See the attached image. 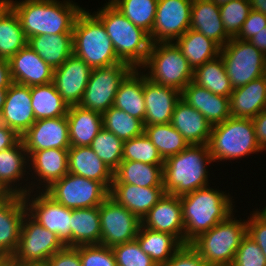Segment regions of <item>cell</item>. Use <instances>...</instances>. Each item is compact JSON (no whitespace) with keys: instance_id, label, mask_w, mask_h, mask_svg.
Segmentation results:
<instances>
[{"instance_id":"obj_1","label":"cell","mask_w":266,"mask_h":266,"mask_svg":"<svg viewBox=\"0 0 266 266\" xmlns=\"http://www.w3.org/2000/svg\"><path fill=\"white\" fill-rule=\"evenodd\" d=\"M20 19L27 37L72 33L78 14L83 8L66 0H6ZM61 2V3H60Z\"/></svg>"},{"instance_id":"obj_2","label":"cell","mask_w":266,"mask_h":266,"mask_svg":"<svg viewBox=\"0 0 266 266\" xmlns=\"http://www.w3.org/2000/svg\"><path fill=\"white\" fill-rule=\"evenodd\" d=\"M203 187L180 196L184 221V245L225 220L233 211L232 197Z\"/></svg>"},{"instance_id":"obj_3","label":"cell","mask_w":266,"mask_h":266,"mask_svg":"<svg viewBox=\"0 0 266 266\" xmlns=\"http://www.w3.org/2000/svg\"><path fill=\"white\" fill-rule=\"evenodd\" d=\"M213 161L208 144H189L163 165V187L167 194L183 196L208 185L207 164Z\"/></svg>"},{"instance_id":"obj_4","label":"cell","mask_w":266,"mask_h":266,"mask_svg":"<svg viewBox=\"0 0 266 266\" xmlns=\"http://www.w3.org/2000/svg\"><path fill=\"white\" fill-rule=\"evenodd\" d=\"M93 14L103 23L117 57L132 68L140 69L152 44L149 33L134 25L110 2Z\"/></svg>"},{"instance_id":"obj_5","label":"cell","mask_w":266,"mask_h":266,"mask_svg":"<svg viewBox=\"0 0 266 266\" xmlns=\"http://www.w3.org/2000/svg\"><path fill=\"white\" fill-rule=\"evenodd\" d=\"M73 54L92 69L107 67L122 61L117 57L103 23L83 9L73 26Z\"/></svg>"},{"instance_id":"obj_6","label":"cell","mask_w":266,"mask_h":266,"mask_svg":"<svg viewBox=\"0 0 266 266\" xmlns=\"http://www.w3.org/2000/svg\"><path fill=\"white\" fill-rule=\"evenodd\" d=\"M233 214L189 243L207 265H232L236 251L247 235V220H235Z\"/></svg>"},{"instance_id":"obj_7","label":"cell","mask_w":266,"mask_h":266,"mask_svg":"<svg viewBox=\"0 0 266 266\" xmlns=\"http://www.w3.org/2000/svg\"><path fill=\"white\" fill-rule=\"evenodd\" d=\"M208 146L213 162L225 159L231 161L262 152L250 118L229 117L213 125Z\"/></svg>"},{"instance_id":"obj_8","label":"cell","mask_w":266,"mask_h":266,"mask_svg":"<svg viewBox=\"0 0 266 266\" xmlns=\"http://www.w3.org/2000/svg\"><path fill=\"white\" fill-rule=\"evenodd\" d=\"M147 78L158 85L182 91L193 81L194 70L174 42L152 43L145 64ZM147 68V69H146Z\"/></svg>"},{"instance_id":"obj_9","label":"cell","mask_w":266,"mask_h":266,"mask_svg":"<svg viewBox=\"0 0 266 266\" xmlns=\"http://www.w3.org/2000/svg\"><path fill=\"white\" fill-rule=\"evenodd\" d=\"M220 56L233 89L266 75V55L249 41L231 38Z\"/></svg>"},{"instance_id":"obj_10","label":"cell","mask_w":266,"mask_h":266,"mask_svg":"<svg viewBox=\"0 0 266 266\" xmlns=\"http://www.w3.org/2000/svg\"><path fill=\"white\" fill-rule=\"evenodd\" d=\"M45 192L69 209L99 207L109 196V190L95 180L67 173Z\"/></svg>"},{"instance_id":"obj_11","label":"cell","mask_w":266,"mask_h":266,"mask_svg":"<svg viewBox=\"0 0 266 266\" xmlns=\"http://www.w3.org/2000/svg\"><path fill=\"white\" fill-rule=\"evenodd\" d=\"M64 246L55 233L41 226L27 213L17 249L11 259L24 264H45L48 258Z\"/></svg>"},{"instance_id":"obj_12","label":"cell","mask_w":266,"mask_h":266,"mask_svg":"<svg viewBox=\"0 0 266 266\" xmlns=\"http://www.w3.org/2000/svg\"><path fill=\"white\" fill-rule=\"evenodd\" d=\"M132 69L124 62L92 69L79 106L103 114L113 106L121 81Z\"/></svg>"},{"instance_id":"obj_13","label":"cell","mask_w":266,"mask_h":266,"mask_svg":"<svg viewBox=\"0 0 266 266\" xmlns=\"http://www.w3.org/2000/svg\"><path fill=\"white\" fill-rule=\"evenodd\" d=\"M101 222V245H115L136 239L142 221L108 196L99 206Z\"/></svg>"},{"instance_id":"obj_14","label":"cell","mask_w":266,"mask_h":266,"mask_svg":"<svg viewBox=\"0 0 266 266\" xmlns=\"http://www.w3.org/2000/svg\"><path fill=\"white\" fill-rule=\"evenodd\" d=\"M23 196L28 214L41 226L55 233L65 246H71V209L56 202L43 189ZM30 196L32 197L31 200Z\"/></svg>"},{"instance_id":"obj_15","label":"cell","mask_w":266,"mask_h":266,"mask_svg":"<svg viewBox=\"0 0 266 266\" xmlns=\"http://www.w3.org/2000/svg\"><path fill=\"white\" fill-rule=\"evenodd\" d=\"M193 0H158L152 31V43L173 42L189 28Z\"/></svg>"},{"instance_id":"obj_16","label":"cell","mask_w":266,"mask_h":266,"mask_svg":"<svg viewBox=\"0 0 266 266\" xmlns=\"http://www.w3.org/2000/svg\"><path fill=\"white\" fill-rule=\"evenodd\" d=\"M28 157L44 149H69V123L66 116L36 120L21 137Z\"/></svg>"},{"instance_id":"obj_17","label":"cell","mask_w":266,"mask_h":266,"mask_svg":"<svg viewBox=\"0 0 266 266\" xmlns=\"http://www.w3.org/2000/svg\"><path fill=\"white\" fill-rule=\"evenodd\" d=\"M91 70L88 64L74 54L54 69L53 83L69 107L80 104Z\"/></svg>"},{"instance_id":"obj_18","label":"cell","mask_w":266,"mask_h":266,"mask_svg":"<svg viewBox=\"0 0 266 266\" xmlns=\"http://www.w3.org/2000/svg\"><path fill=\"white\" fill-rule=\"evenodd\" d=\"M35 121L30 87L12 83L7 89L0 123L5 124L22 137Z\"/></svg>"},{"instance_id":"obj_19","label":"cell","mask_w":266,"mask_h":266,"mask_svg":"<svg viewBox=\"0 0 266 266\" xmlns=\"http://www.w3.org/2000/svg\"><path fill=\"white\" fill-rule=\"evenodd\" d=\"M8 61L13 83L32 87L53 82L54 69L28 44Z\"/></svg>"},{"instance_id":"obj_20","label":"cell","mask_w":266,"mask_h":266,"mask_svg":"<svg viewBox=\"0 0 266 266\" xmlns=\"http://www.w3.org/2000/svg\"><path fill=\"white\" fill-rule=\"evenodd\" d=\"M25 200L20 195H10L0 204V257L11 258L15 253L25 215Z\"/></svg>"},{"instance_id":"obj_21","label":"cell","mask_w":266,"mask_h":266,"mask_svg":"<svg viewBox=\"0 0 266 266\" xmlns=\"http://www.w3.org/2000/svg\"><path fill=\"white\" fill-rule=\"evenodd\" d=\"M142 226L172 234L184 245V221L180 197L165 193L142 219Z\"/></svg>"},{"instance_id":"obj_22","label":"cell","mask_w":266,"mask_h":266,"mask_svg":"<svg viewBox=\"0 0 266 266\" xmlns=\"http://www.w3.org/2000/svg\"><path fill=\"white\" fill-rule=\"evenodd\" d=\"M181 92L175 88L151 82L144 73V126L170 123Z\"/></svg>"},{"instance_id":"obj_23","label":"cell","mask_w":266,"mask_h":266,"mask_svg":"<svg viewBox=\"0 0 266 266\" xmlns=\"http://www.w3.org/2000/svg\"><path fill=\"white\" fill-rule=\"evenodd\" d=\"M181 99L199 111L212 126L231 117L230 97L214 94L193 81L181 91Z\"/></svg>"},{"instance_id":"obj_24","label":"cell","mask_w":266,"mask_h":266,"mask_svg":"<svg viewBox=\"0 0 266 266\" xmlns=\"http://www.w3.org/2000/svg\"><path fill=\"white\" fill-rule=\"evenodd\" d=\"M164 187H141L128 183H112L109 196L141 221L164 196Z\"/></svg>"},{"instance_id":"obj_25","label":"cell","mask_w":266,"mask_h":266,"mask_svg":"<svg viewBox=\"0 0 266 266\" xmlns=\"http://www.w3.org/2000/svg\"><path fill=\"white\" fill-rule=\"evenodd\" d=\"M27 163H29L28 154L22 139L14 146L0 151V185L9 194L24 196L30 191L33 193L34 188L32 186H26V188L19 186V188L15 186L18 184H14L22 180L24 175H26L24 173L26 172V166L27 168L29 167Z\"/></svg>"},{"instance_id":"obj_26","label":"cell","mask_w":266,"mask_h":266,"mask_svg":"<svg viewBox=\"0 0 266 266\" xmlns=\"http://www.w3.org/2000/svg\"><path fill=\"white\" fill-rule=\"evenodd\" d=\"M68 171L71 174L101 182L110 190L113 171L96 155L90 146H70Z\"/></svg>"},{"instance_id":"obj_27","label":"cell","mask_w":266,"mask_h":266,"mask_svg":"<svg viewBox=\"0 0 266 266\" xmlns=\"http://www.w3.org/2000/svg\"><path fill=\"white\" fill-rule=\"evenodd\" d=\"M170 123L188 144H208L212 125L184 100L177 102Z\"/></svg>"},{"instance_id":"obj_28","label":"cell","mask_w":266,"mask_h":266,"mask_svg":"<svg viewBox=\"0 0 266 266\" xmlns=\"http://www.w3.org/2000/svg\"><path fill=\"white\" fill-rule=\"evenodd\" d=\"M266 109V75L233 89L230 95L231 117L254 118Z\"/></svg>"},{"instance_id":"obj_29","label":"cell","mask_w":266,"mask_h":266,"mask_svg":"<svg viewBox=\"0 0 266 266\" xmlns=\"http://www.w3.org/2000/svg\"><path fill=\"white\" fill-rule=\"evenodd\" d=\"M190 29L202 33L221 48L231 39L224 29L219 6L211 0H193Z\"/></svg>"},{"instance_id":"obj_30","label":"cell","mask_w":266,"mask_h":266,"mask_svg":"<svg viewBox=\"0 0 266 266\" xmlns=\"http://www.w3.org/2000/svg\"><path fill=\"white\" fill-rule=\"evenodd\" d=\"M28 159L29 167L32 166L35 176L39 177L37 181L39 185H44V191L69 172L68 149L50 148L34 151Z\"/></svg>"},{"instance_id":"obj_31","label":"cell","mask_w":266,"mask_h":266,"mask_svg":"<svg viewBox=\"0 0 266 266\" xmlns=\"http://www.w3.org/2000/svg\"><path fill=\"white\" fill-rule=\"evenodd\" d=\"M133 68L121 81L113 106L144 122V73Z\"/></svg>"},{"instance_id":"obj_32","label":"cell","mask_w":266,"mask_h":266,"mask_svg":"<svg viewBox=\"0 0 266 266\" xmlns=\"http://www.w3.org/2000/svg\"><path fill=\"white\" fill-rule=\"evenodd\" d=\"M66 117L71 146H90L103 128L101 113L81 108L79 105L70 106Z\"/></svg>"},{"instance_id":"obj_33","label":"cell","mask_w":266,"mask_h":266,"mask_svg":"<svg viewBox=\"0 0 266 266\" xmlns=\"http://www.w3.org/2000/svg\"><path fill=\"white\" fill-rule=\"evenodd\" d=\"M27 44L53 69L73 54V33L36 35Z\"/></svg>"},{"instance_id":"obj_34","label":"cell","mask_w":266,"mask_h":266,"mask_svg":"<svg viewBox=\"0 0 266 266\" xmlns=\"http://www.w3.org/2000/svg\"><path fill=\"white\" fill-rule=\"evenodd\" d=\"M174 43L193 70L220 55L221 47L216 42L190 28Z\"/></svg>"},{"instance_id":"obj_35","label":"cell","mask_w":266,"mask_h":266,"mask_svg":"<svg viewBox=\"0 0 266 266\" xmlns=\"http://www.w3.org/2000/svg\"><path fill=\"white\" fill-rule=\"evenodd\" d=\"M100 243L99 207L71 209V246Z\"/></svg>"},{"instance_id":"obj_36","label":"cell","mask_w":266,"mask_h":266,"mask_svg":"<svg viewBox=\"0 0 266 266\" xmlns=\"http://www.w3.org/2000/svg\"><path fill=\"white\" fill-rule=\"evenodd\" d=\"M112 183H128L141 187H163V165L122 161L113 172Z\"/></svg>"},{"instance_id":"obj_37","label":"cell","mask_w":266,"mask_h":266,"mask_svg":"<svg viewBox=\"0 0 266 266\" xmlns=\"http://www.w3.org/2000/svg\"><path fill=\"white\" fill-rule=\"evenodd\" d=\"M136 240L141 249L161 266L182 247V243L172 234L162 233L140 226Z\"/></svg>"},{"instance_id":"obj_38","label":"cell","mask_w":266,"mask_h":266,"mask_svg":"<svg viewBox=\"0 0 266 266\" xmlns=\"http://www.w3.org/2000/svg\"><path fill=\"white\" fill-rule=\"evenodd\" d=\"M30 94L36 120L67 116L69 106L53 82L30 87Z\"/></svg>"},{"instance_id":"obj_39","label":"cell","mask_w":266,"mask_h":266,"mask_svg":"<svg viewBox=\"0 0 266 266\" xmlns=\"http://www.w3.org/2000/svg\"><path fill=\"white\" fill-rule=\"evenodd\" d=\"M27 42L18 15L7 4L0 11V58L9 60Z\"/></svg>"},{"instance_id":"obj_40","label":"cell","mask_w":266,"mask_h":266,"mask_svg":"<svg viewBox=\"0 0 266 266\" xmlns=\"http://www.w3.org/2000/svg\"><path fill=\"white\" fill-rule=\"evenodd\" d=\"M193 82L214 94L225 97H230L233 91L220 55L196 68L193 72Z\"/></svg>"},{"instance_id":"obj_41","label":"cell","mask_w":266,"mask_h":266,"mask_svg":"<svg viewBox=\"0 0 266 266\" xmlns=\"http://www.w3.org/2000/svg\"><path fill=\"white\" fill-rule=\"evenodd\" d=\"M144 134L157 148L164 161L189 145L171 123L144 126Z\"/></svg>"},{"instance_id":"obj_42","label":"cell","mask_w":266,"mask_h":266,"mask_svg":"<svg viewBox=\"0 0 266 266\" xmlns=\"http://www.w3.org/2000/svg\"><path fill=\"white\" fill-rule=\"evenodd\" d=\"M134 25L152 31L158 0H109Z\"/></svg>"},{"instance_id":"obj_43","label":"cell","mask_w":266,"mask_h":266,"mask_svg":"<svg viewBox=\"0 0 266 266\" xmlns=\"http://www.w3.org/2000/svg\"><path fill=\"white\" fill-rule=\"evenodd\" d=\"M103 127L122 141L130 140L144 132L143 122L123 110L111 106L103 114Z\"/></svg>"},{"instance_id":"obj_44","label":"cell","mask_w":266,"mask_h":266,"mask_svg":"<svg viewBox=\"0 0 266 266\" xmlns=\"http://www.w3.org/2000/svg\"><path fill=\"white\" fill-rule=\"evenodd\" d=\"M90 147L113 172L123 160V141L104 127L92 140Z\"/></svg>"},{"instance_id":"obj_45","label":"cell","mask_w":266,"mask_h":266,"mask_svg":"<svg viewBox=\"0 0 266 266\" xmlns=\"http://www.w3.org/2000/svg\"><path fill=\"white\" fill-rule=\"evenodd\" d=\"M122 161H136L152 165H164V160L159 154L157 148L152 144L151 140L144 132L123 141Z\"/></svg>"},{"instance_id":"obj_46","label":"cell","mask_w":266,"mask_h":266,"mask_svg":"<svg viewBox=\"0 0 266 266\" xmlns=\"http://www.w3.org/2000/svg\"><path fill=\"white\" fill-rule=\"evenodd\" d=\"M219 9L226 33L231 38L236 37L251 11L249 0H232Z\"/></svg>"},{"instance_id":"obj_47","label":"cell","mask_w":266,"mask_h":266,"mask_svg":"<svg viewBox=\"0 0 266 266\" xmlns=\"http://www.w3.org/2000/svg\"><path fill=\"white\" fill-rule=\"evenodd\" d=\"M117 266H158L135 239L112 247Z\"/></svg>"},{"instance_id":"obj_48","label":"cell","mask_w":266,"mask_h":266,"mask_svg":"<svg viewBox=\"0 0 266 266\" xmlns=\"http://www.w3.org/2000/svg\"><path fill=\"white\" fill-rule=\"evenodd\" d=\"M82 266H117L112 248L101 244L80 245Z\"/></svg>"},{"instance_id":"obj_49","label":"cell","mask_w":266,"mask_h":266,"mask_svg":"<svg viewBox=\"0 0 266 266\" xmlns=\"http://www.w3.org/2000/svg\"><path fill=\"white\" fill-rule=\"evenodd\" d=\"M231 266H266V258L257 243L246 235Z\"/></svg>"},{"instance_id":"obj_50","label":"cell","mask_w":266,"mask_h":266,"mask_svg":"<svg viewBox=\"0 0 266 266\" xmlns=\"http://www.w3.org/2000/svg\"><path fill=\"white\" fill-rule=\"evenodd\" d=\"M247 235L257 243L266 258V215L261 210L253 211L248 217Z\"/></svg>"},{"instance_id":"obj_51","label":"cell","mask_w":266,"mask_h":266,"mask_svg":"<svg viewBox=\"0 0 266 266\" xmlns=\"http://www.w3.org/2000/svg\"><path fill=\"white\" fill-rule=\"evenodd\" d=\"M200 254L189 244L182 247L161 266H206Z\"/></svg>"},{"instance_id":"obj_52","label":"cell","mask_w":266,"mask_h":266,"mask_svg":"<svg viewBox=\"0 0 266 266\" xmlns=\"http://www.w3.org/2000/svg\"><path fill=\"white\" fill-rule=\"evenodd\" d=\"M45 266H82L79 246H64L54 253L44 264Z\"/></svg>"},{"instance_id":"obj_53","label":"cell","mask_w":266,"mask_h":266,"mask_svg":"<svg viewBox=\"0 0 266 266\" xmlns=\"http://www.w3.org/2000/svg\"><path fill=\"white\" fill-rule=\"evenodd\" d=\"M266 27V15L251 10L247 19L244 21L241 30L235 38L248 41Z\"/></svg>"},{"instance_id":"obj_54","label":"cell","mask_w":266,"mask_h":266,"mask_svg":"<svg viewBox=\"0 0 266 266\" xmlns=\"http://www.w3.org/2000/svg\"><path fill=\"white\" fill-rule=\"evenodd\" d=\"M251 120L254 126L256 140L262 151H266V109L258 113Z\"/></svg>"},{"instance_id":"obj_55","label":"cell","mask_w":266,"mask_h":266,"mask_svg":"<svg viewBox=\"0 0 266 266\" xmlns=\"http://www.w3.org/2000/svg\"><path fill=\"white\" fill-rule=\"evenodd\" d=\"M20 139L14 130L0 123V151L14 146Z\"/></svg>"},{"instance_id":"obj_56","label":"cell","mask_w":266,"mask_h":266,"mask_svg":"<svg viewBox=\"0 0 266 266\" xmlns=\"http://www.w3.org/2000/svg\"><path fill=\"white\" fill-rule=\"evenodd\" d=\"M12 83L9 61L0 58V89H8Z\"/></svg>"},{"instance_id":"obj_57","label":"cell","mask_w":266,"mask_h":266,"mask_svg":"<svg viewBox=\"0 0 266 266\" xmlns=\"http://www.w3.org/2000/svg\"><path fill=\"white\" fill-rule=\"evenodd\" d=\"M248 41L266 55V27Z\"/></svg>"},{"instance_id":"obj_58","label":"cell","mask_w":266,"mask_h":266,"mask_svg":"<svg viewBox=\"0 0 266 266\" xmlns=\"http://www.w3.org/2000/svg\"><path fill=\"white\" fill-rule=\"evenodd\" d=\"M251 10L261 12L266 15V0H249Z\"/></svg>"},{"instance_id":"obj_59","label":"cell","mask_w":266,"mask_h":266,"mask_svg":"<svg viewBox=\"0 0 266 266\" xmlns=\"http://www.w3.org/2000/svg\"><path fill=\"white\" fill-rule=\"evenodd\" d=\"M9 266H45L44 264H24L9 258Z\"/></svg>"},{"instance_id":"obj_60","label":"cell","mask_w":266,"mask_h":266,"mask_svg":"<svg viewBox=\"0 0 266 266\" xmlns=\"http://www.w3.org/2000/svg\"><path fill=\"white\" fill-rule=\"evenodd\" d=\"M7 89H0V115L3 110V106L5 103V97H6Z\"/></svg>"},{"instance_id":"obj_61","label":"cell","mask_w":266,"mask_h":266,"mask_svg":"<svg viewBox=\"0 0 266 266\" xmlns=\"http://www.w3.org/2000/svg\"><path fill=\"white\" fill-rule=\"evenodd\" d=\"M11 194H9L1 185H0V204H2Z\"/></svg>"},{"instance_id":"obj_62","label":"cell","mask_w":266,"mask_h":266,"mask_svg":"<svg viewBox=\"0 0 266 266\" xmlns=\"http://www.w3.org/2000/svg\"><path fill=\"white\" fill-rule=\"evenodd\" d=\"M212 2H214L217 6H221L224 5L232 0H211Z\"/></svg>"},{"instance_id":"obj_63","label":"cell","mask_w":266,"mask_h":266,"mask_svg":"<svg viewBox=\"0 0 266 266\" xmlns=\"http://www.w3.org/2000/svg\"><path fill=\"white\" fill-rule=\"evenodd\" d=\"M0 266H9V258H1Z\"/></svg>"},{"instance_id":"obj_64","label":"cell","mask_w":266,"mask_h":266,"mask_svg":"<svg viewBox=\"0 0 266 266\" xmlns=\"http://www.w3.org/2000/svg\"><path fill=\"white\" fill-rule=\"evenodd\" d=\"M7 5L6 0H0V11Z\"/></svg>"},{"instance_id":"obj_65","label":"cell","mask_w":266,"mask_h":266,"mask_svg":"<svg viewBox=\"0 0 266 266\" xmlns=\"http://www.w3.org/2000/svg\"><path fill=\"white\" fill-rule=\"evenodd\" d=\"M266 215V207L261 210Z\"/></svg>"}]
</instances>
